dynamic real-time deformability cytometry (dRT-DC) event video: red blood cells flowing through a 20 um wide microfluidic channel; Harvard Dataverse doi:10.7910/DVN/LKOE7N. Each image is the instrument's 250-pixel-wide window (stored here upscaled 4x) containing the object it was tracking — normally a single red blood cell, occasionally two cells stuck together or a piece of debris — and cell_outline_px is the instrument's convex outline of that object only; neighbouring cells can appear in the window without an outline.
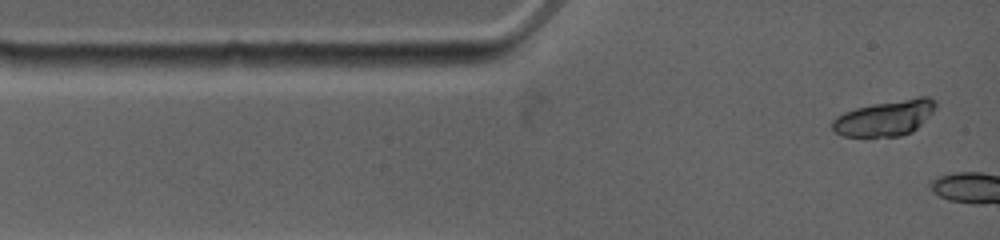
{"species": "common noctule bat (a hibernating species)", "species_latin": "Nyctalus noctula", "temperature_condition": "warm", "stored_images_in_passage": 2, "camera_frame_rate_fps": 4500, "um_per_image_px": 0.085, "animal": {"sex": "female", "body_mass_g": 19.0, "forearm_length_mm": 53.3}, "frame": {"image": 1, "passage_image": 1, "time_ms": 0.0, "image_size_px": [1000, 240], "cell_outline_px": [[936, 108], [912, 132], [900, 136], [844, 136], [836, 132], [832, 128], [832, 120], [836, 116], [844, 112], [856, 108], [876, 104], [920, 96], [928, 96], [936, 100]], "centroid_in_image_um": [75.23, 10.03], "position_along_channel_um": 9.8, "area_um2": 21.1}}